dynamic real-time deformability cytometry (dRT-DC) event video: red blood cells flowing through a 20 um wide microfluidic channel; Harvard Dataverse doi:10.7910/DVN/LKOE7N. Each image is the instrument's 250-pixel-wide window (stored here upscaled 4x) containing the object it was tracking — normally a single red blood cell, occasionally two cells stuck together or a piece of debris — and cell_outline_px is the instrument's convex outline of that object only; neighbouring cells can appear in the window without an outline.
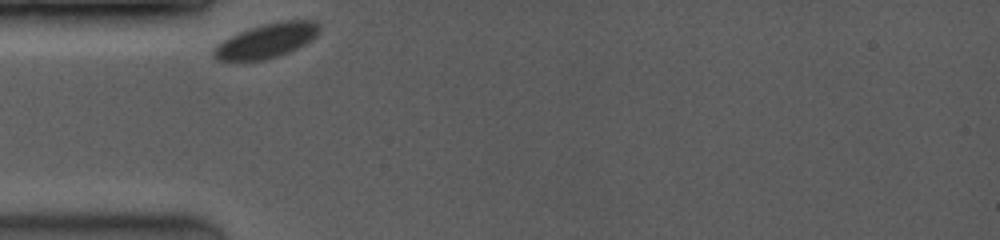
{"species": "common noctule bat (a hibernating species)", "species_latin": "Nyctalus noctula", "temperature_condition": "room temperature", "stored_images_in_passage": 23, "camera_frame_rate_fps": 3500, "um_per_image_px": 0.085, "animal": {"sex": "female", "body_mass_g": 19.0, "forearm_length_mm": 53.3}, "frame": {"image": 1, "passage_image": 1, "time_ms": 0.0, "image_size_px": [1000, 240], "cell_outline_px": [[320, 32], [312, 40], [280, 56], [264, 60], [216, 60], [212, 56], [212, 48], [224, 40], [240, 32], [276, 20], [312, 20], [320, 24]], "centroid_in_image_um": [22.69, 3.45], "position_along_channel_um": 62.3, "area_um2": 21.15}}
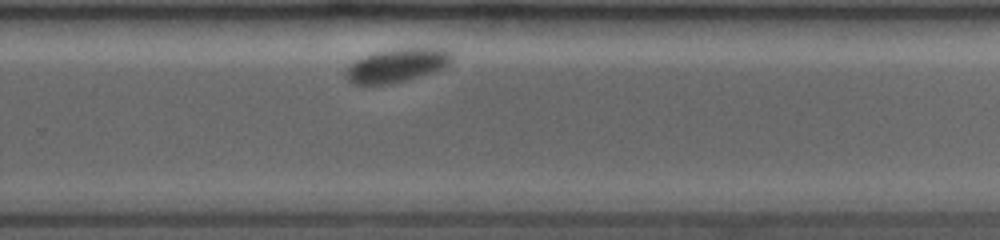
{"frame": {"image": 2, "passage_image": 16, "time_ms": 6.857, "image_size_px": [1000, 240], "cell_outline_px": [[456, 56], [444, 68], [408, 80], [392, 84], [356, 84], [348, 80], [348, 68], [356, 60], [364, 56], [376, 52], [396, 48], [448, 48]], "centroid_in_image_um": [33.85, 5.54], "position_along_channel_um": 295.9, "area_um2": 20.69}}
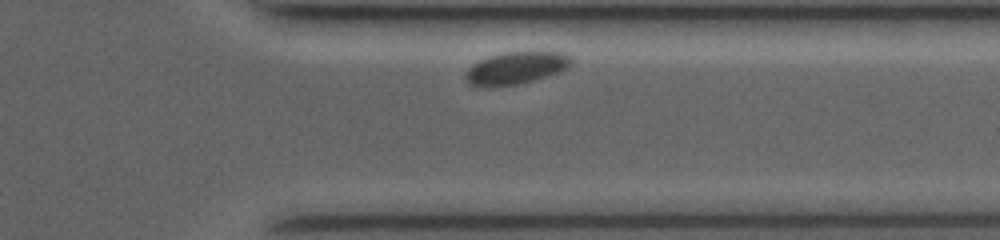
{"frame": {"image": 3, "passage_image": 21, "time_ms": 8.857, "image_size_px": [1000, 240], "cell_outline_px": [[572, 64], [568, 68], [532, 80], [516, 84], [468, 84], [464, 80], [464, 72], [472, 64], [488, 56], [508, 52], [564, 52], [572, 56]], "centroid_in_image_um": [43.88, 5.73], "position_along_channel_um": 367.5, "area_um2": 19.31}}